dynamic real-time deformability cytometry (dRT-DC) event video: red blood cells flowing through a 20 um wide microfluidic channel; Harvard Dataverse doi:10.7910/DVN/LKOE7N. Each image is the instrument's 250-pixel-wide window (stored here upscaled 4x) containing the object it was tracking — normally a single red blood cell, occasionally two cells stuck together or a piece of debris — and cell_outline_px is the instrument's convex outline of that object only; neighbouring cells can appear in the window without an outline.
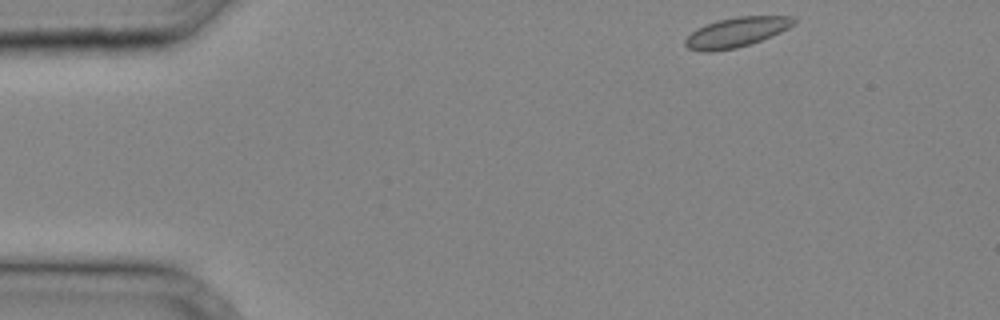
{"species": "common noctule bat (a hibernating species)", "species_latin": "Nyctalus noctula", "temperature_condition": "cold", "stored_images_in_passage": 29, "camera_frame_rate_fps": 3000, "um_per_image_px": 0.085, "animal": {"sex": "male", "body_mass_g": 20.4}, "frame": {"image": 1, "passage_image": 1, "time_ms": 0.0, "image_size_px": [1000, 320], "cell_outline_px": [[796, 20], [788, 28], [780, 32], [760, 40], [736, 48], [712, 52], [704, 52], [688, 48], [684, 44], [684, 40], [692, 32], [708, 24], [720, 20], [740, 16], [792, 16]], "centroid_in_image_um": [62.58, 2.75], "position_along_channel_um": 22.4, "area_um2": 18.38}}
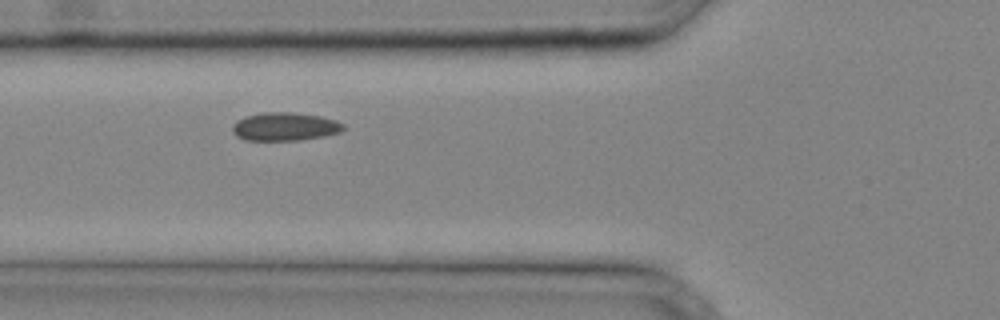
{"frame": {"image": 2, "passage_image": 10, "time_ms": 3.0, "image_size_px": [1000, 320], "cell_outline_px": [[344, 128], [340, 132], [324, 136], [300, 140], [244, 140], [236, 136], [232, 132], [232, 124], [236, 120], [248, 116], [264, 112], [288, 112], [320, 116], [336, 120], [344, 124]], "centroid_in_image_um": [24.19, 10.77], "position_along_channel_um": 101.6, "area_um2": 18.26}}
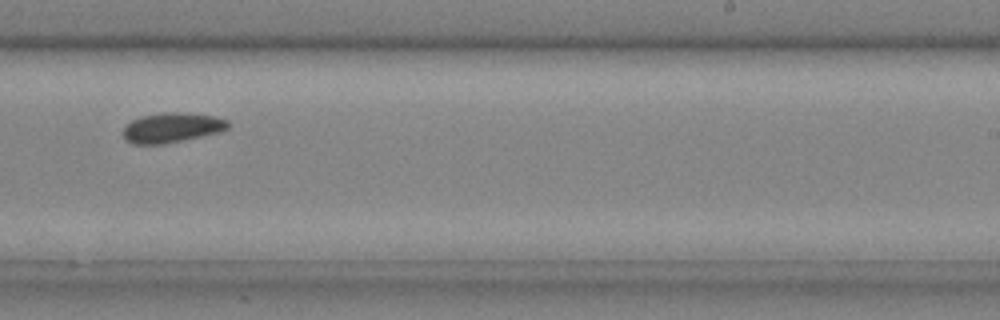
{"frame": {"image": 3, "passage_image": 20, "time_ms": 6.333, "image_size_px": [1000, 320], "cell_outline_px": [[228, 128], [220, 132], [164, 144], [132, 144], [124, 140], [124, 128], [132, 120], [140, 116], [164, 112], [184, 112], [216, 116], [228, 120]], "centroid_in_image_um": [14.61, 10.84], "position_along_channel_um": 274.4, "area_um2": 18.32}}